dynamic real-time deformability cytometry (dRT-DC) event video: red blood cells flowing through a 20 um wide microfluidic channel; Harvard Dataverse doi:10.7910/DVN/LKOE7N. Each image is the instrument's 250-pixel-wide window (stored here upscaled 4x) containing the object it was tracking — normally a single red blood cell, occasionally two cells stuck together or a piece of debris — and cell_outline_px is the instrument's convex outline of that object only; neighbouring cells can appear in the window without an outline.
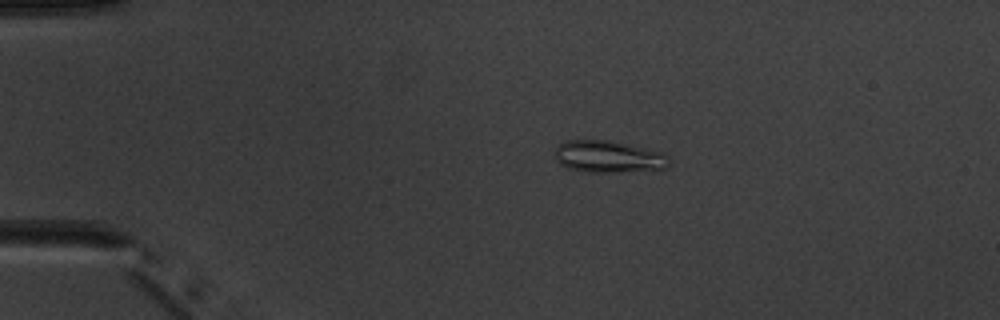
{"species": "common noctule bat (a hibernating species)", "species_latin": "Nyctalus noctula", "temperature_condition": "warm", "stored_images_in_passage": 10, "camera_frame_rate_fps": 3000, "um_per_image_px": 0.085, "animal": {"sex": "male", "body_mass_g": 20.1, "forearm_length_mm": 53.5}, "frame": {"image": 1, "passage_image": 4, "time_ms": 3.333, "image_size_px": [1000, 320], "cell_outline_px": [[672, 160], [664, 168], [620, 172], [584, 172], [568, 168], [560, 164], [556, 160], [556, 144], [568, 140], [608, 140], [628, 144], [664, 152]], "centroid_in_image_um": [51.71, 13.31], "position_along_channel_um": 33.3, "area_um2": 21.39}}
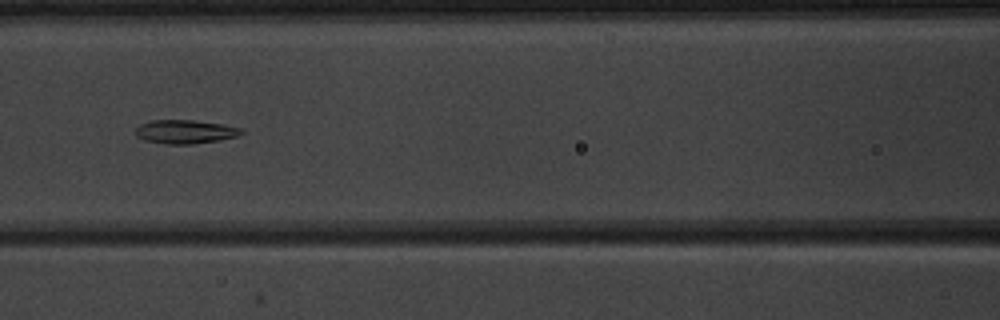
{"frame": {"image": 2, "passage_image": 7, "time_ms": 7.667, "image_size_px": [1000, 320], "cell_outline_px": [[244, 132], [240, 136], [220, 140], [192, 144], [168, 144], [144, 140], [136, 136], [136, 128], [140, 124], [152, 120], [192, 120], [224, 124], [244, 128]], "centroid_in_image_um": [15.8, 11.19], "position_along_channel_um": 150.8, "area_um2": 14.8}}
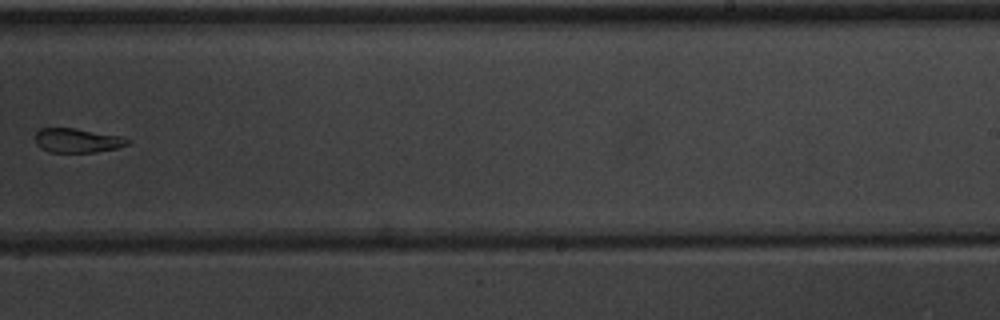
{"frame": {"image": 3, "passage_image": 10, "time_ms": 11.0, "image_size_px": [1000, 320], "cell_outline_px": [[132, 140], [128, 144], [116, 148], [96, 152], [48, 152], [40, 148], [36, 144], [36, 132], [40, 128], [76, 128], [124, 136]], "centroid_in_image_um": [6.6, 11.93], "position_along_channel_um": 282.4, "area_um2": 13.24}}